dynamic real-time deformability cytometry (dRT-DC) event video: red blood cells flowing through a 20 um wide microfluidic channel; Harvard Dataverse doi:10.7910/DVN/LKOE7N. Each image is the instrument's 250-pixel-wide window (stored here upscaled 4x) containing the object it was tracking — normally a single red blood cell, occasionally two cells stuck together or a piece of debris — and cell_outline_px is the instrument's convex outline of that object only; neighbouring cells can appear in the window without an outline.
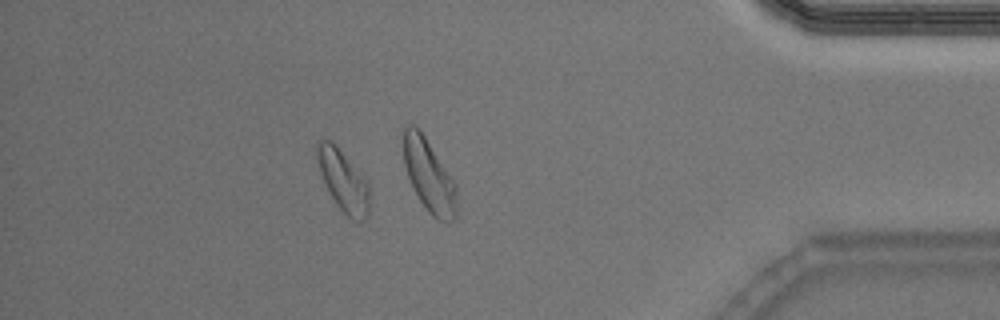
{"species": "Egyptian fruit bat (a non-hibernating species)", "species_latin": "Rousettus aegyptiacus", "temperature_condition": "warm", "stored_images_in_passage": 51, "segment_of_instrument_passage": [2, 2], "camera_frame_rate_fps": 3000, "um_per_image_px": 0.085, "animal": {"sex": "male"}, "frame": {"image": 1, "passage_image": 45, "time_ms": 14.667, "image_size_px": [1000, 320], "cell_outline_px": [[368, 216], [364, 220], [352, 220], [336, 204], [320, 172], [316, 160], [316, 144], [320, 140], [332, 140], [368, 184]], "centroid_in_image_um": [29.14, 15.34], "position_along_channel_um": 406.1, "area_um2": 18.03}}